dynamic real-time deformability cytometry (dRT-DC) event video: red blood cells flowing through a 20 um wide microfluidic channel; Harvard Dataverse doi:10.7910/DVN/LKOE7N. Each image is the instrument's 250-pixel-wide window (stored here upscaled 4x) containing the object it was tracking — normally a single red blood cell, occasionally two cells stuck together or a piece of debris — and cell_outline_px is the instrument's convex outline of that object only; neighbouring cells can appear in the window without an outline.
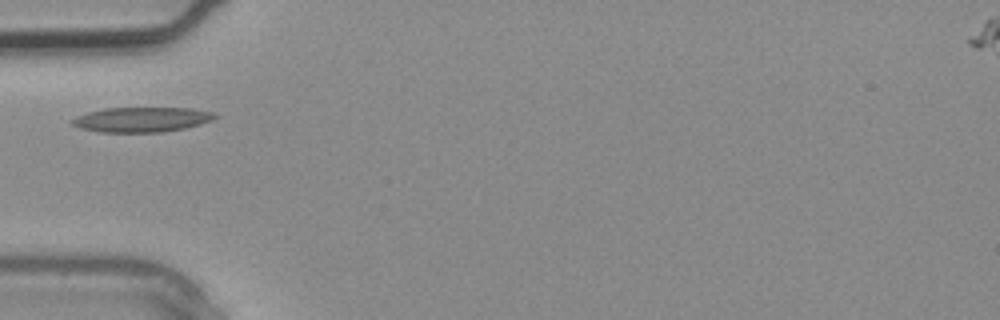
{"species": "common noctule bat (a hibernating species)", "species_latin": "Nyctalus noctula", "temperature_condition": "warm", "stored_images_in_passage": 2, "camera_frame_rate_fps": 3000, "um_per_image_px": 0.085, "animal": {"sex": "male", "body_mass_g": 20.4}, "frame": {"image": 1, "passage_image": 2, "time_ms": 0.333, "image_size_px": [1000, 320], "cell_outline_px": [[220, 116], [212, 120], [200, 124], [184, 128], [164, 132], [100, 132], [80, 128], [72, 124], [68, 120], [76, 116], [88, 112], [104, 108], [192, 108], [212, 112]], "centroid_in_image_um": [12.03, 10.16], "position_along_channel_um": 73.0, "area_um2": 20.81}}